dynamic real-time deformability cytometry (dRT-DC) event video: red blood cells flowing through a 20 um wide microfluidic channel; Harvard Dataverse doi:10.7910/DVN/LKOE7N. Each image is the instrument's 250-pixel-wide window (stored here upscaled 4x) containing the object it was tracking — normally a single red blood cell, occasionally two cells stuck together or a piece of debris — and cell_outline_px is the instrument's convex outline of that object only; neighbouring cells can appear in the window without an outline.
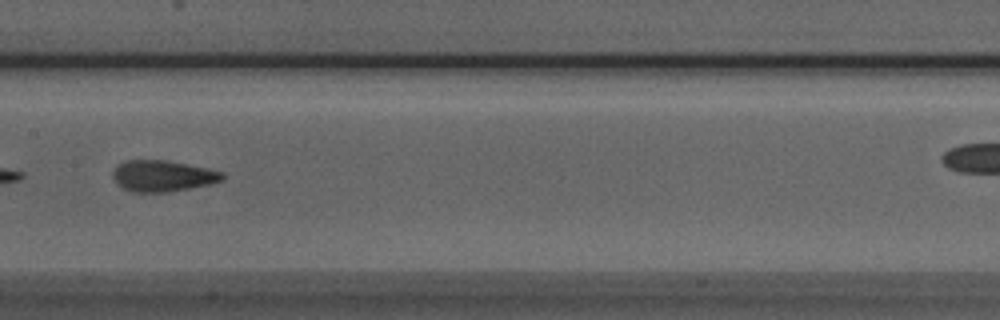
{"species": "Egyptian fruit bat (a non-hibernating species)", "species_latin": "Rousettus aegyptiacus", "temperature_condition": "room temperature", "stored_images_in_passage": 6, "segment_of_instrument_passage": [1, 2], "camera_frame_rate_fps": 3000, "um_per_image_px": 0.085, "animal": {"sex": "male"}, "frame": {"image": 1, "passage_image": 5, "time_ms": 1.333, "image_size_px": [1000, 320], "cell_outline_px": [[224, 180], [212, 184], [168, 192], [132, 192], [116, 184], [112, 176], [112, 172], [116, 164], [128, 160], [164, 160], [208, 168], [224, 172]], "centroid_in_image_um": [13.82, 14.96], "position_along_channel_um": 193.6, "area_um2": 20.11}}